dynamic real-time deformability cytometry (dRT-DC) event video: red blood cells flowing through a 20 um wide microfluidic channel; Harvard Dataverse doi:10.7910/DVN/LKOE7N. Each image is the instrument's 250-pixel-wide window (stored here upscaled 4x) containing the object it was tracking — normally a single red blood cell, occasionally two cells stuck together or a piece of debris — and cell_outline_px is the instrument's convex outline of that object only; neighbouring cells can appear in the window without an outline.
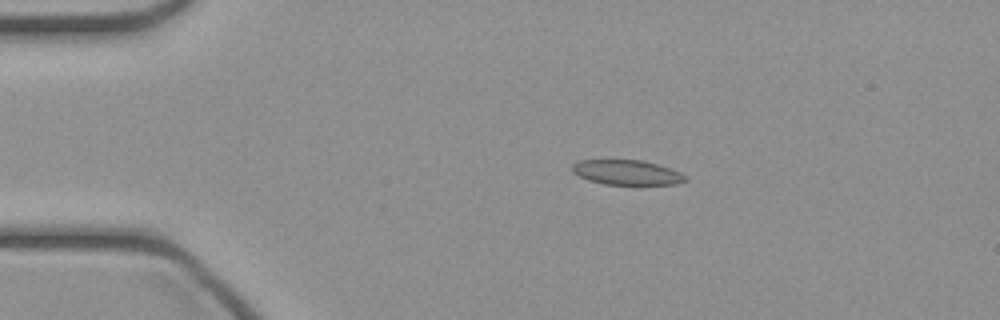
{"species": "common noctule bat (a hibernating species)", "species_latin": "Nyctalus noctula", "temperature_condition": "cold", "stored_images_in_passage": 38, "camera_frame_rate_fps": 3000, "um_per_image_px": 0.085, "animal": {"sex": "female", "body_mass_g": 21.9}, "frame": {"image": 1, "passage_image": 1, "time_ms": 0.0, "image_size_px": [1000, 320], "cell_outline_px": [[688, 180], [676, 184], [636, 188], [604, 184], [588, 180], [572, 172], [572, 164], [580, 160], [644, 160], [680, 172]], "centroid_in_image_um": [53.32, 14.72], "position_along_channel_um": 31.7, "area_um2": 17.22}}
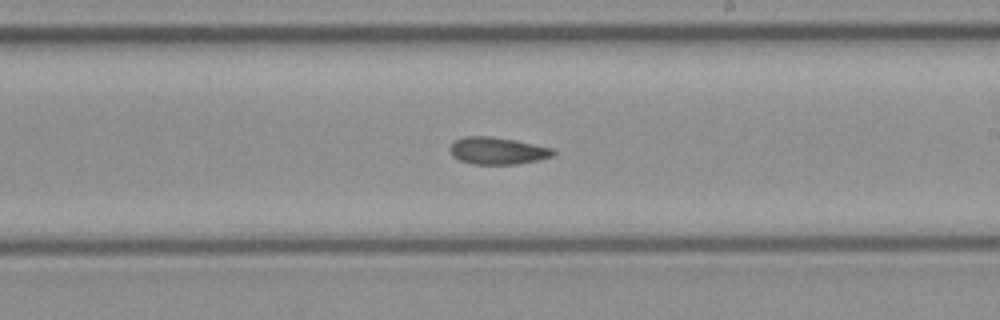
{"frame": {"image": 2, "passage_image": 19, "time_ms": 6.0, "image_size_px": [1000, 320], "cell_outline_px": [[556, 152], [552, 156], [536, 160], [516, 164], [472, 164], [460, 160], [452, 156], [448, 148], [456, 140], [464, 136], [492, 136], [552, 148]], "centroid_in_image_um": [42.23, 12.81], "position_along_channel_um": 246.8, "area_um2": 16.13}}
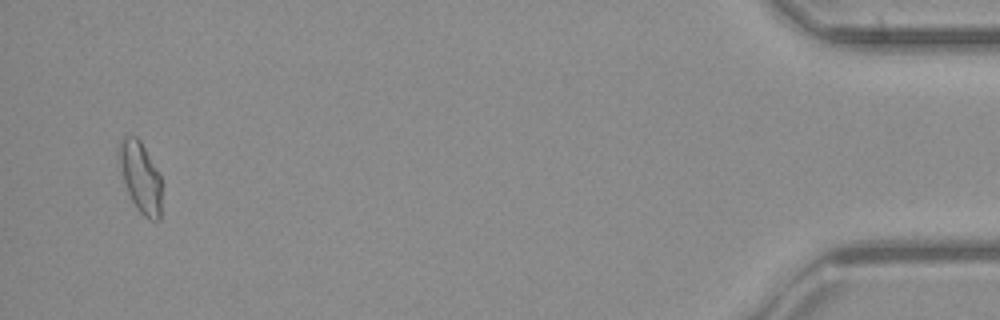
{"frame": {"image": 3, "passage_image": 37, "time_ms": 12.0, "image_size_px": [1000, 320], "cell_outline_px": [[160, 220], [148, 220], [136, 208], [124, 184], [116, 156], [116, 148], [120, 140], [124, 136], [136, 136], [140, 140], [160, 176]], "centroid_in_image_um": [11.87, 15.02], "position_along_channel_um": 423.3, "area_um2": 17.69}}